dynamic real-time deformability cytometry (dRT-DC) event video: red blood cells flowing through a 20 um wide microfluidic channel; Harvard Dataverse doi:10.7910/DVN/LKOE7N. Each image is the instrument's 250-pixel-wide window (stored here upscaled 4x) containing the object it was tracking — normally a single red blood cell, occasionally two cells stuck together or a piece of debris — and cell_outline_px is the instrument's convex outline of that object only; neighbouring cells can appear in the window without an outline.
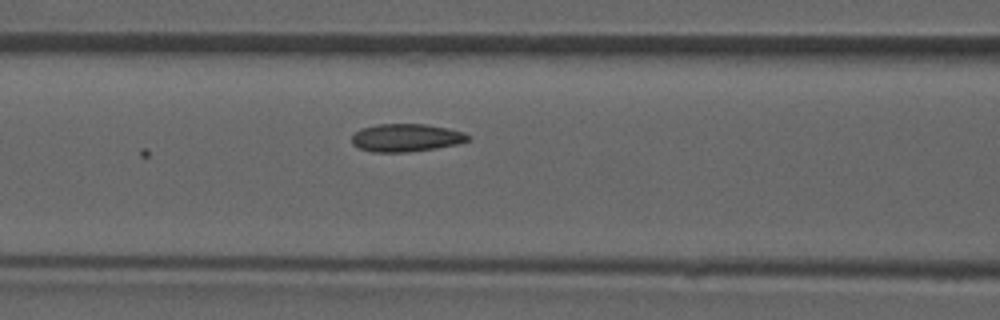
{"species": "common noctule bat (a hibernating species)", "species_latin": "Nyctalus noctula", "temperature_condition": "room temperature", "stored_images_in_passage": 6, "camera_frame_rate_fps": 3000, "um_per_image_px": 0.085, "animal": {"sex": "male", "forearm_length_mm": 52.5}, "frame": {"image": 1, "passage_image": 6, "time_ms": 5.667, "image_size_px": [1000, 320], "cell_outline_px": [[468, 140], [456, 144], [436, 148], [408, 152], [372, 152], [360, 148], [352, 144], [352, 136], [360, 128], [376, 124], [428, 124], [448, 128], [464, 132], [468, 136]], "centroid_in_image_um": [34.49, 11.7], "position_along_channel_um": 132.1, "area_um2": 18.84}}